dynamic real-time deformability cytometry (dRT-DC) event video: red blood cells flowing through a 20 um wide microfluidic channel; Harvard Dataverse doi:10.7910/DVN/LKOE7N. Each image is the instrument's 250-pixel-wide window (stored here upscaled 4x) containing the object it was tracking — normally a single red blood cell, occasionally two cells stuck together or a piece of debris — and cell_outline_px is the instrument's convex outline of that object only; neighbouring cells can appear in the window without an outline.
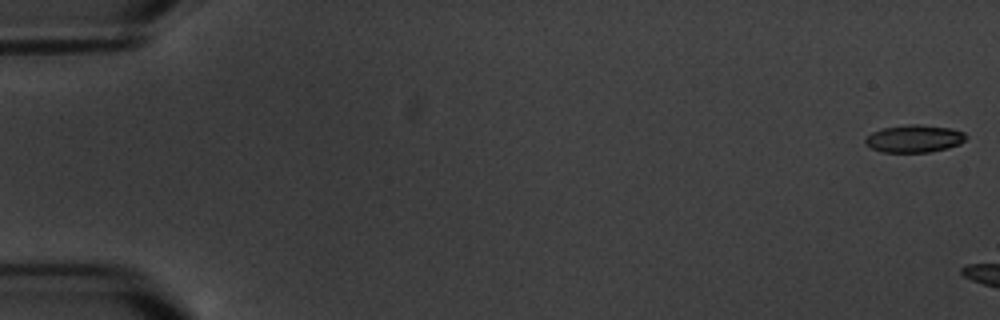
{"species": "common noctule bat (a hibernating species)", "species_latin": "Nyctalus noctula", "temperature_condition": "warm", "stored_images_in_passage": 3, "camera_frame_rate_fps": 3000, "um_per_image_px": 0.085, "animal": {"sex": "male", "body_mass_g": 20.1, "forearm_length_mm": 53.5}, "frame": {"image": 1, "passage_image": 1, "time_ms": 0.0, "image_size_px": [1000, 320], "cell_outline_px": [[968, 136], [960, 144], [948, 148], [928, 152], [880, 152], [864, 144], [864, 140], [872, 132], [884, 128], [912, 124], [920, 124], [948, 128], [964, 132]], "centroid_in_image_um": [77.71, 11.79], "position_along_channel_um": 7.3, "area_um2": 16.07}}